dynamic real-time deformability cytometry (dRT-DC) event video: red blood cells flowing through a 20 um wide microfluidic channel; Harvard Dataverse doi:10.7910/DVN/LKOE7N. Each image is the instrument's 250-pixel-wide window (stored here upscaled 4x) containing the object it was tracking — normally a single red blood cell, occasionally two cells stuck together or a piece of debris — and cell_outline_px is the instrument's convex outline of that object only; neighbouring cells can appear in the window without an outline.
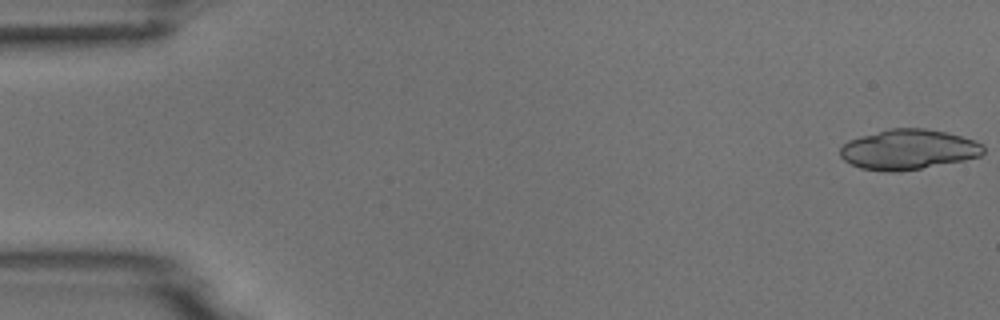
{"species": "common noctule bat (a hibernating species)", "species_latin": "Nyctalus noctula", "temperature_condition": "room temperature", "stored_images_in_passage": 5, "camera_frame_rate_fps": 3000, "um_per_image_px": 0.085, "animal": {"sex": "male", "body_mass_g": 18.8}, "frame": {"image": 1, "passage_image": 1, "time_ms": 0.0, "image_size_px": [1000, 320], "cell_outline_px": [[984, 152], [980, 156], [964, 160], [900, 172], [888, 172], [860, 168], [844, 160], [840, 156], [840, 148], [848, 140], [860, 136], [888, 128], [924, 128], [948, 132], [976, 140], [984, 144]], "centroid_in_image_um": [77.22, 12.7], "position_along_channel_um": 7.8, "area_um2": 33.76}}